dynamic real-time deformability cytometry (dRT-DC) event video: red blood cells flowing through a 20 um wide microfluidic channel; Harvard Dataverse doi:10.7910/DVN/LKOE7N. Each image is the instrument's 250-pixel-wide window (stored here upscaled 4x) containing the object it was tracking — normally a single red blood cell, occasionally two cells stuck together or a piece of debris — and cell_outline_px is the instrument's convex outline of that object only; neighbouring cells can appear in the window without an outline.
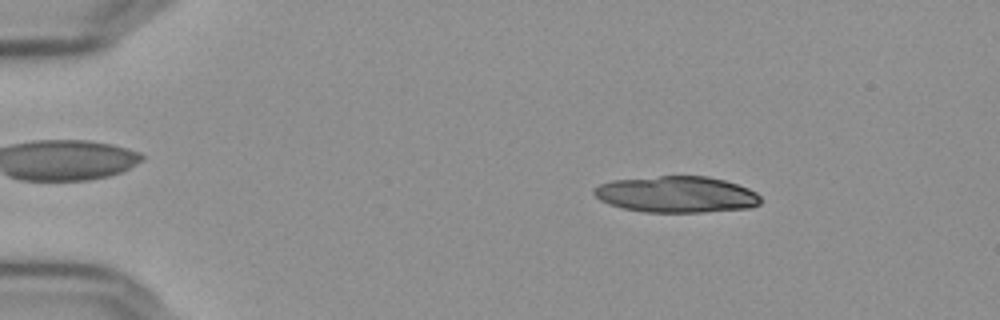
{"species": "Egyptian fruit bat (a non-hibernating species)", "species_latin": "Rousettus aegyptiacus", "temperature_condition": "cold", "stored_images_in_passage": 3, "camera_frame_rate_fps": 3000, "um_per_image_px": 0.085, "frame": {"image": 1, "passage_image": 1, "time_ms": 0.0, "image_size_px": [1000, 320], "cell_outline_px": [[760, 204], [752, 208], [704, 212], [644, 212], [620, 208], [608, 204], [600, 200], [592, 192], [600, 184], [612, 180], [660, 176], [708, 176], [724, 180], [748, 188], [756, 192], [760, 196]], "centroid_in_image_um": [57.51, 16.53], "position_along_channel_um": 27.5, "area_um2": 35.43}}